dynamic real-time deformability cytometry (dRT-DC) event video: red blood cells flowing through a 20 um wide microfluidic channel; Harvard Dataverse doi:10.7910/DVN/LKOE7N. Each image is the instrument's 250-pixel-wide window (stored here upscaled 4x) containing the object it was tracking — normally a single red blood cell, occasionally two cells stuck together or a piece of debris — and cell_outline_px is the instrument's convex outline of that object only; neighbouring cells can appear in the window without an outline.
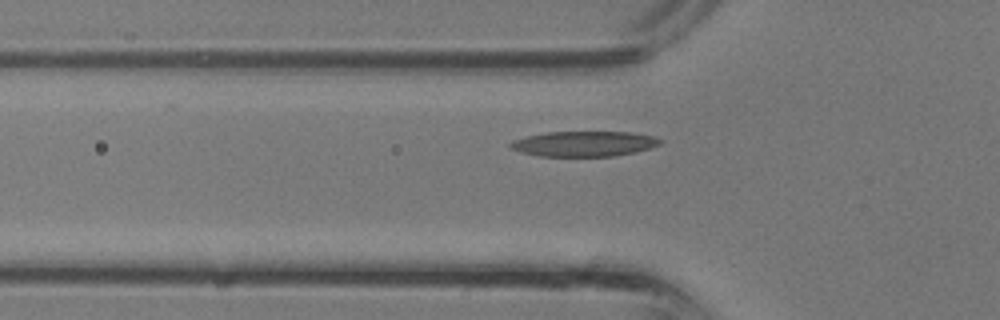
{"species": "common noctule bat (a hibernating species)", "species_latin": "Nyctalus noctula", "temperature_condition": "room temperature", "stored_images_in_passage": 25, "camera_frame_rate_fps": 3000, "um_per_image_px": 0.085, "animal": {"sex": "male", "body_mass_g": 13.3}, "frame": {"image": 1, "passage_image": 2, "time_ms": 0.333, "image_size_px": [1000, 320], "cell_outline_px": [[664, 140], [660, 144], [636, 152], [616, 156], [540, 156], [520, 152], [508, 148], [508, 144], [512, 140], [524, 136], [548, 132], [632, 132], [656, 136]], "centroid_in_image_um": [49.63, 12.22], "position_along_channel_um": 76.2, "area_um2": 22.31}}
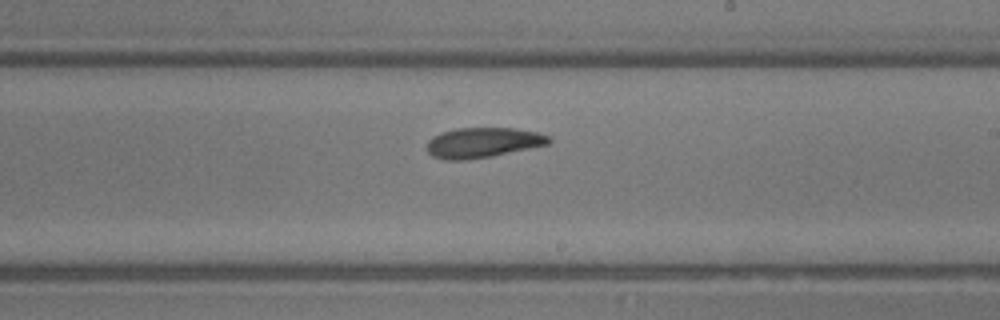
{"frame": {"image": 2, "passage_image": 11, "time_ms": 3.333, "image_size_px": [1000, 320], "cell_outline_px": [[552, 140], [548, 144], [492, 156], [464, 160], [444, 160], [432, 156], [428, 152], [428, 140], [432, 136], [440, 132], [456, 128], [516, 128], [536, 132], [552, 136]], "centroid_in_image_um": [41.04, 12.11], "position_along_channel_um": 248.0, "area_um2": 21.5}}
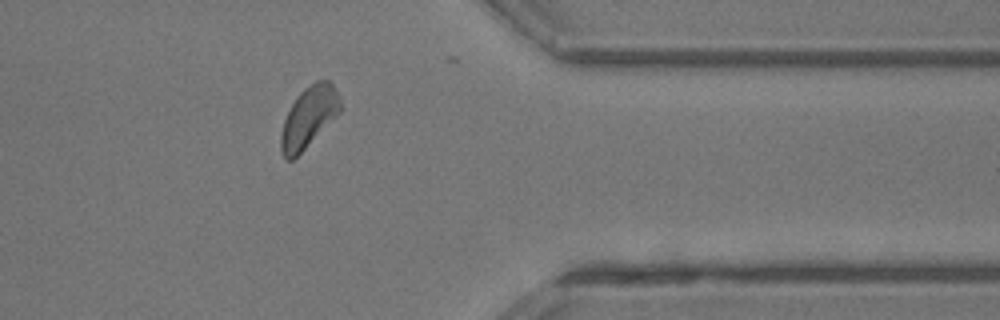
{"frame": {"image": 3, "passage_image": 19, "time_ms": 6.0, "image_size_px": [1000, 320], "cell_outline_px": [[340, 112], [292, 160], [284, 160], [280, 148], [280, 136], [284, 120], [296, 96], [304, 88], [316, 80], [328, 80], [332, 84], [336, 92], [340, 104]], "centroid_in_image_um": [26.2, 9.95], "position_along_channel_um": 385.2, "area_um2": 20.52}}